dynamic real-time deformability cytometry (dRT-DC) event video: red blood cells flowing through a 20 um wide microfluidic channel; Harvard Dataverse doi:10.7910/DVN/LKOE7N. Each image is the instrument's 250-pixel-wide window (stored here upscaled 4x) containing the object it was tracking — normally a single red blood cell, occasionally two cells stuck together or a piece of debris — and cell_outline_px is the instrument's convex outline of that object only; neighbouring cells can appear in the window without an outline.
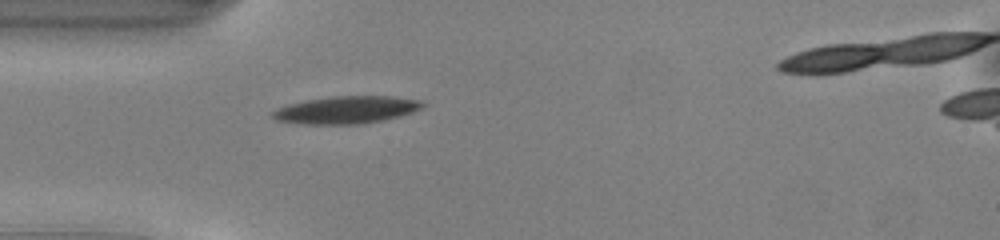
{"species": "common noctule bat (a hibernating species)", "species_latin": "Nyctalus noctula", "temperature_condition": "warm", "stored_images_in_passage": 32, "camera_frame_rate_fps": 3000, "um_per_image_px": 0.085, "animal": {"sex": "male", "body_mass_g": 13.0, "forearm_length_mm": 53.1}, "frame": {"image": 1, "passage_image": 1, "time_ms": 0.0, "image_size_px": [1000, 240], "cell_outline_px": [[428, 104], [424, 108], [400, 116], [384, 120], [364, 124], [300, 124], [276, 120], [272, 116], [272, 112], [276, 108], [288, 104], [308, 100], [332, 96], [388, 96], [420, 100]], "centroid_in_image_um": [29.47, 9.34], "position_along_channel_um": 55.5, "area_um2": 24.16}}
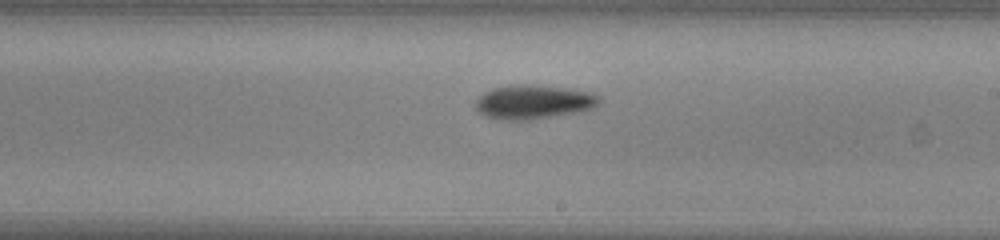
{"frame": {"image": 2, "passage_image": 15, "time_ms": 4.667, "image_size_px": [1000, 240], "cell_outline_px": [[600, 100], [596, 104], [588, 108], [576, 112], [532, 120], [496, 120], [484, 116], [476, 112], [476, 100], [484, 92], [492, 88], [516, 84], [532, 84], [568, 88], [592, 92], [600, 96]], "centroid_in_image_um": [45.28, 8.66], "position_along_channel_um": 243.7, "area_um2": 24.74}}
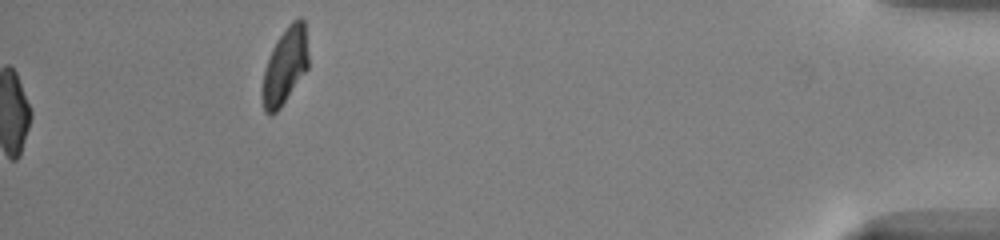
{"frame": {"image": 3, "passage_image": 32, "time_ms": 10.333, "image_size_px": [1000, 240], "cell_outline_px": [[308, 68], [280, 108], [276, 112], [264, 112], [260, 96], [260, 92], [264, 72], [272, 48], [276, 40], [288, 24], [292, 20], [300, 16], [304, 20], [308, 56]], "centroid_in_image_um": [24.21, 5.6], "position_along_channel_um": 411.0, "area_um2": 20.52}, "authors_computed_cell_mechanics": {"area_um2": 22.831, "velocity_mm_per_s": 4.1352, "shape_relaxation_time_tau1_ms": 2.2789, "shape_relaxation_time_tau2_ms": 5.3056, "deformation_change_tau1": 0.1477, "deformation_change_tau2": 0.1191}}